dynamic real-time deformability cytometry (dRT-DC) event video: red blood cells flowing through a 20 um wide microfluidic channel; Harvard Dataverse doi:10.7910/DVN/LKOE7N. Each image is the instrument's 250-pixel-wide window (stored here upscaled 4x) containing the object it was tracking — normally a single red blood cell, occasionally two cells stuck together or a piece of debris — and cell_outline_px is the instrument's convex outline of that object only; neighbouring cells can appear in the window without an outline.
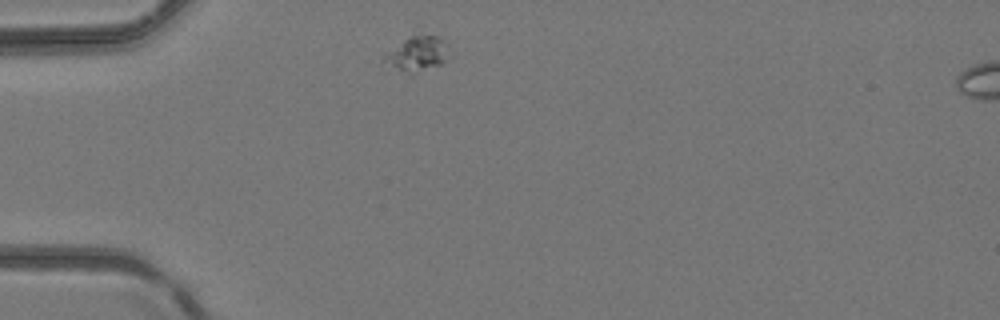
{"species": "common noctule bat (a hibernating species)", "species_latin": "Nyctalus noctula", "temperature_condition": "room temperature", "stored_images_in_passage": 33, "camera_frame_rate_fps": 3000, "um_per_image_px": 0.085, "animal": {"sex": "female", "body_mass_g": 24.6, "forearm_length_mm": 56.2}, "frame": {"image": 1, "passage_image": 1, "time_ms": 0.0, "image_size_px": [1000, 320], "cell_outline_px": [[452, 60], [440, 64], [404, 68], [400, 68], [384, 60], [384, 56], [416, 24], [444, 40], [448, 44], [452, 56]], "centroid_in_image_um": [35.62, 4.24], "position_along_channel_um": 49.4, "area_um2": 13.53}}
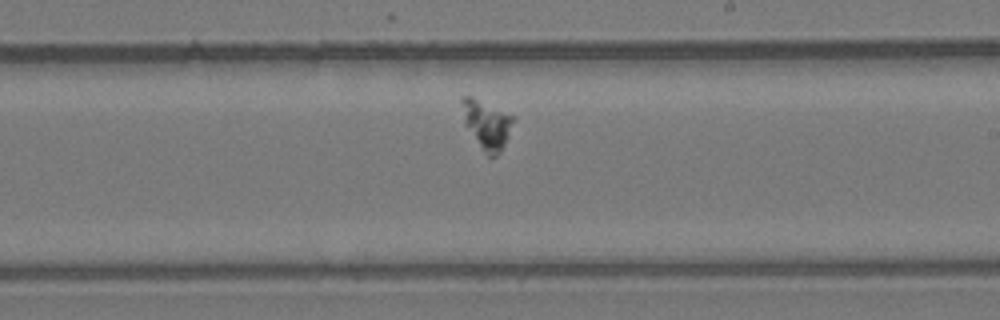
{"frame": {"image": 2, "passage_image": 15, "time_ms": 4.667, "image_size_px": [1000, 320], "cell_outline_px": [[512, 120], [504, 144], [500, 152], [496, 156], [488, 156], [464, 124], [460, 100], [460, 96], [472, 96], [512, 116]], "centroid_in_image_um": [41.29, 10.55], "position_along_channel_um": 247.7, "area_um2": 13.93}}
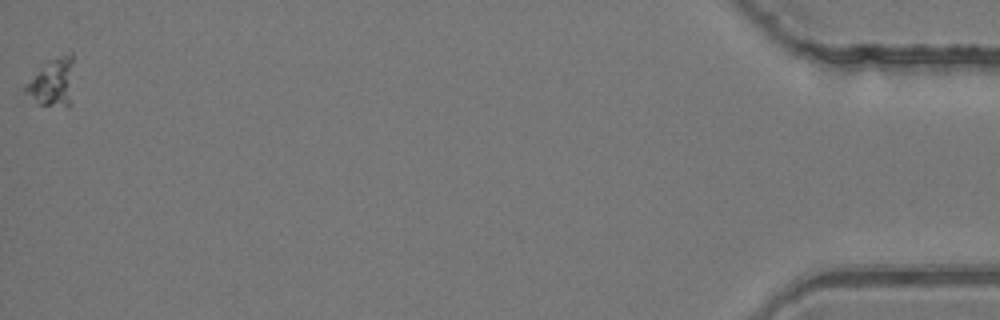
{"frame": {"image": 3, "passage_image": 33, "time_ms": 10.667, "image_size_px": [1000, 320], "cell_outline_px": [[72, 104], [36, 104], [24, 92], [24, 84], [48, 60], [72, 52]], "centroid_in_image_um": [4.43, 6.99], "position_along_channel_um": 430.8, "area_um2": 13.35}}